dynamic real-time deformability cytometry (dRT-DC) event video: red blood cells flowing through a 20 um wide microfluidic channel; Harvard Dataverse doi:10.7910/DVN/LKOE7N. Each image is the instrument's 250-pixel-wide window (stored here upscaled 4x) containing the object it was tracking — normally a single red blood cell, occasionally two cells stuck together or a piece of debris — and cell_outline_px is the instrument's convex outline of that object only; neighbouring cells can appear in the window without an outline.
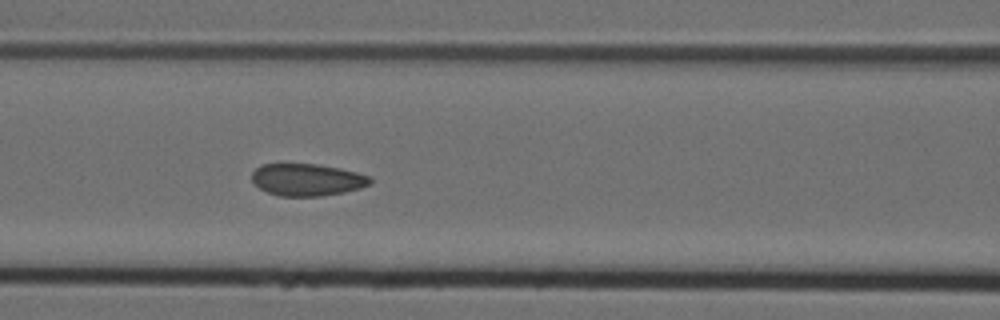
{"species": "Egyptian fruit bat (a non-hibernating species)", "species_latin": "Rousettus aegyptiacus", "temperature_condition": "cold", "stored_images_in_passage": 6, "segment_of_instrument_passage": [1, 2], "camera_frame_rate_fps": 3000, "um_per_image_px": 0.085, "animal": {"sex": "female"}, "frame": {"image": 1, "passage_image": 5, "time_ms": 1.333, "image_size_px": [1000, 320], "cell_outline_px": [[372, 184], [360, 188], [344, 192], [320, 196], [280, 196], [268, 192], [260, 188], [252, 180], [252, 172], [260, 164], [316, 164], [340, 168], [356, 172], [368, 176], [372, 180]], "centroid_in_image_um": [26.11, 15.27], "position_along_channel_um": 140.5, "area_um2": 22.08}}